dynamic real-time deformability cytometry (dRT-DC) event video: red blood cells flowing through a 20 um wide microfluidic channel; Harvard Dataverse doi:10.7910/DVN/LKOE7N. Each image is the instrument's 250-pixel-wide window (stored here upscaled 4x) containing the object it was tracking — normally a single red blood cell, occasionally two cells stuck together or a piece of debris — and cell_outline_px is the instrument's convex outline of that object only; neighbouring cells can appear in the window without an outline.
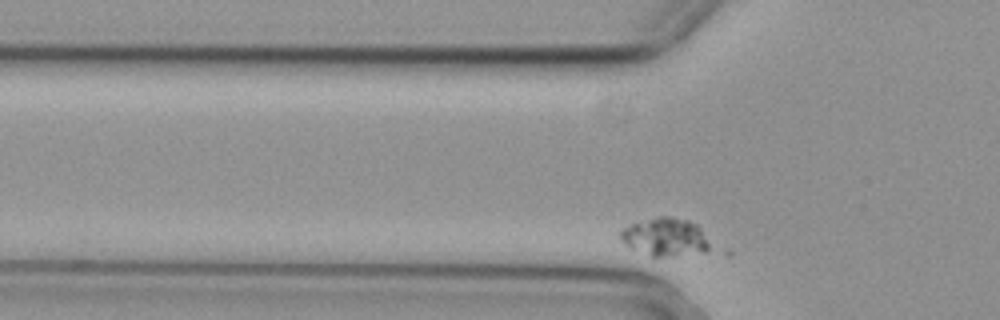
{"species": "common noctule bat (a hibernating species)", "species_latin": "Nyctalus noctula", "temperature_condition": "cold", "stored_images_in_passage": 33, "camera_frame_rate_fps": 3000, "um_per_image_px": 0.085, "animal": {"sex": "female", "body_mass_g": 29.2, "forearm_length_mm": 56.3}, "frame": {"image": 1, "passage_image": 2, "time_ms": 0.333, "image_size_px": [1000, 320], "cell_outline_px": [[732, 256], [652, 256], [632, 248], [620, 240], [620, 232], [624, 228], [632, 224], [660, 216], [668, 216], [688, 220], [696, 224], [728, 248], [732, 252]], "centroid_in_image_um": [57.13, 20.28], "position_along_channel_um": 68.7, "area_um2": 22.72}}
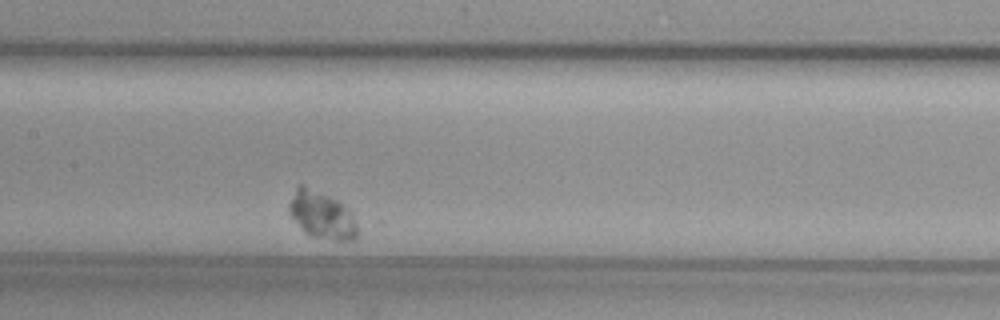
{"frame": {"image": 2, "passage_image": 13, "time_ms": 4.0, "image_size_px": [1000, 320], "cell_outline_px": [[356, 236], [352, 240], [336, 240], [312, 236], [288, 216], [288, 204], [296, 188], [300, 184], [304, 184], [344, 204], [352, 216], [356, 224]], "centroid_in_image_um": [27.3, 18.26], "position_along_channel_um": 180.1, "area_um2": 18.5}}
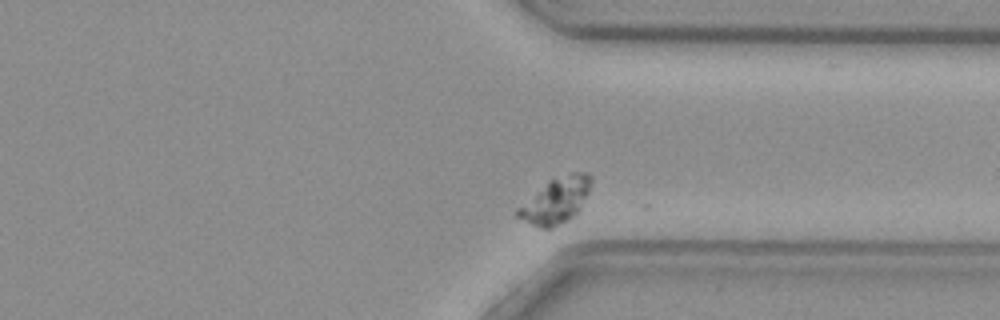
{"frame": {"image": 3, "passage_image": 30, "time_ms": 9.667, "image_size_px": [1000, 320], "cell_outline_px": [[592, 180], [588, 192], [580, 212], [576, 216], [552, 228], [540, 228], [516, 216], [516, 208], [548, 180], [568, 172], [588, 172], [592, 176]], "centroid_in_image_um": [47.28, 17.03], "position_along_channel_um": 364.1, "area_um2": 19.83}}